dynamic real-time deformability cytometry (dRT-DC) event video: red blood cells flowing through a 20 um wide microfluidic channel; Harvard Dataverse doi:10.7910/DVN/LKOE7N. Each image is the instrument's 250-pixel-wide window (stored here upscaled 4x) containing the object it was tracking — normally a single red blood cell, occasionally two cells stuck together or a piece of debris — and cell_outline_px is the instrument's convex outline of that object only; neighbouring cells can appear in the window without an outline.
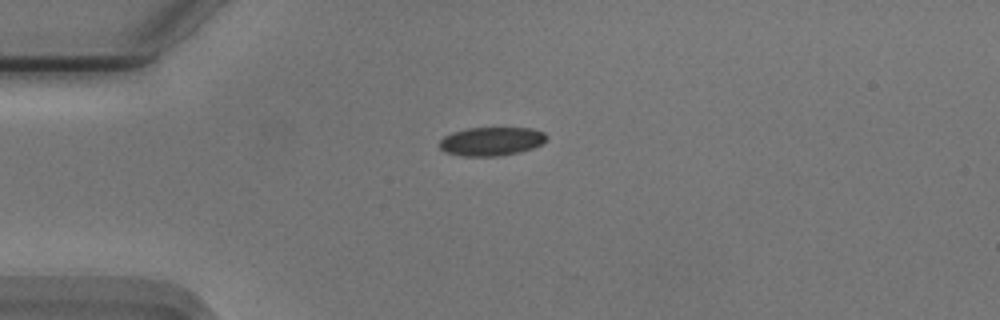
{"species": "Egyptian fruit bat (a non-hibernating species)", "species_latin": "Rousettus aegyptiacus", "temperature_condition": "cold", "stored_images_in_passage": 42, "camera_frame_rate_fps": 3000, "um_per_image_px": 0.085, "animal": {"sex": "male"}, "frame": {"image": 1, "passage_image": 1, "time_ms": 0.0, "image_size_px": [1000, 320], "cell_outline_px": [[548, 136], [540, 144], [532, 148], [520, 152], [496, 156], [460, 156], [444, 152], [440, 148], [440, 140], [444, 136], [452, 132], [468, 128], [532, 128], [544, 132]], "centroid_in_image_um": [41.74, 12.01], "position_along_channel_um": 43.3, "area_um2": 17.86}}
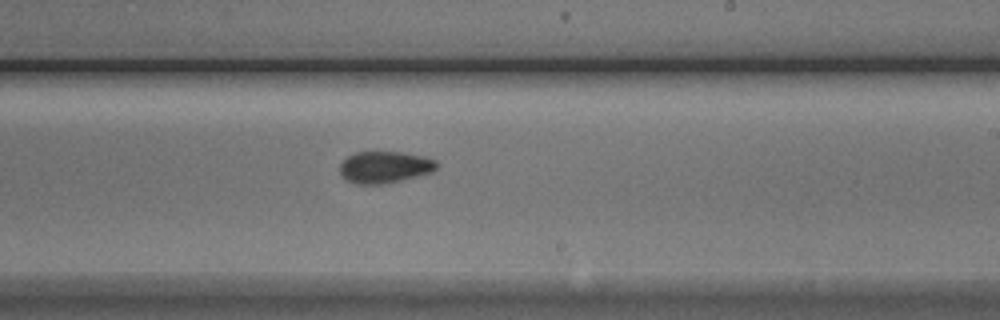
{"frame": {"image": 2, "passage_image": 20, "time_ms": 6.333, "image_size_px": [1000, 320], "cell_outline_px": [[436, 168], [432, 172], [388, 184], [356, 184], [348, 180], [340, 172], [340, 164], [348, 156], [356, 152], [400, 152], [420, 156], [436, 160]], "centroid_in_image_um": [32.69, 14.22], "position_along_channel_um": 256.3, "area_um2": 17.74}}
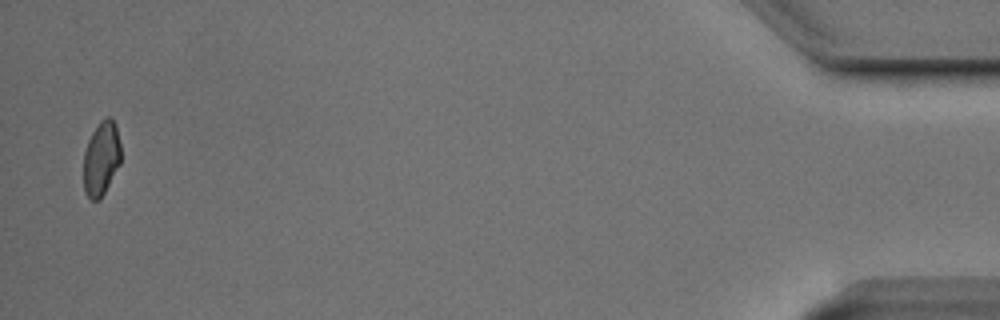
{"frame": {"image": 3, "passage_image": 41, "time_ms": 13.333, "image_size_px": [1000, 320], "cell_outline_px": [[120, 164], [100, 200], [92, 200], [84, 192], [84, 152], [88, 140], [92, 132], [100, 120], [104, 116], [108, 116], [116, 124], [120, 144]], "centroid_in_image_um": [8.61, 13.45], "position_along_channel_um": 426.6, "area_um2": 16.18}, "authors_computed_cell_mechanics": {"area_um2": 17.629, "velocity_mm_per_s": 3.7274, "shape_relaxation_time_tau1_ms": 7.4883, "shape_relaxation_time_tau2_ms": 2.1036, "deformation_change_tau1": 0.1325, "deformation_change_tau2": 0.0592}}